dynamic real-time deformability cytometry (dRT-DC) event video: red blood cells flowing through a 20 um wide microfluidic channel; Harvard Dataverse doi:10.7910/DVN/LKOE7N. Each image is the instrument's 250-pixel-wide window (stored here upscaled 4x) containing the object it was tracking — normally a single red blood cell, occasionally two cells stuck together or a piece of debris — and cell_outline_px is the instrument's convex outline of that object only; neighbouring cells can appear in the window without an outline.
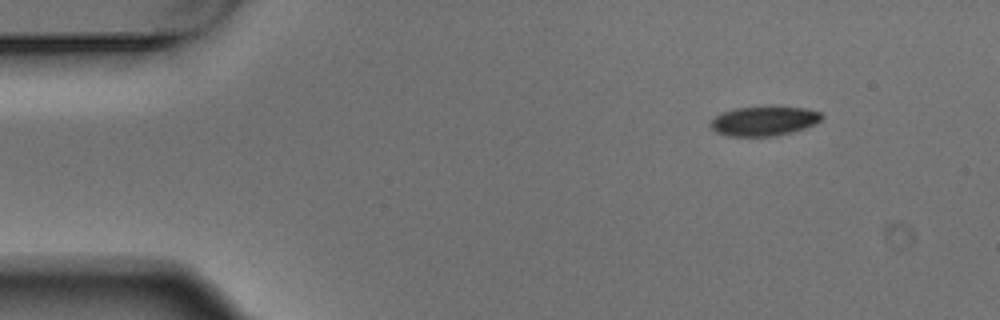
{"species": "Egyptian fruit bat (a non-hibernating species)", "species_latin": "Rousettus aegyptiacus", "temperature_condition": "warm", "stored_images_in_passage": 6, "camera_frame_rate_fps": 3000, "um_per_image_px": 0.085, "animal": {"sex": "male"}, "frame": {"image": 1, "passage_image": 1, "time_ms": 0.0, "image_size_px": [1000, 320], "cell_outline_px": [[824, 116], [820, 120], [804, 128], [772, 136], [728, 136], [716, 132], [712, 128], [712, 120], [716, 116], [724, 112], [736, 108], [768, 104], [772, 104], [808, 108], [820, 112]], "centroid_in_image_um": [64.97, 10.23], "position_along_channel_um": 20.0, "area_um2": 19.42}}
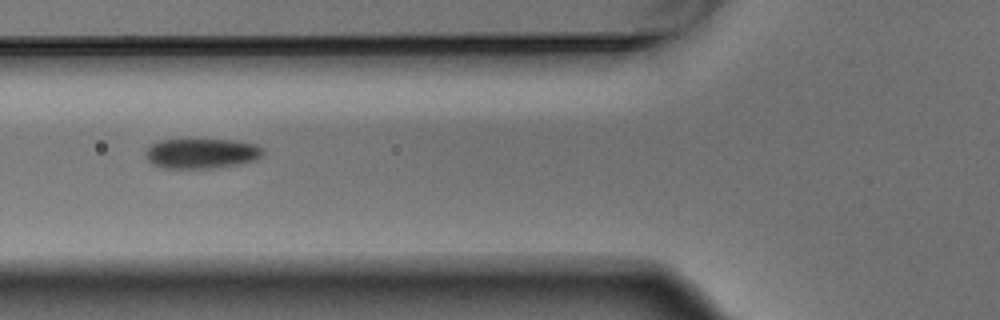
{"frame": {"image": 2, "passage_image": 5, "time_ms": 1.333, "image_size_px": [1000, 320], "cell_outline_px": [[264, 156], [256, 160], [240, 164], [212, 168], [164, 168], [152, 164], [148, 160], [144, 152], [152, 144], [160, 140], [232, 140], [256, 144], [264, 148]], "centroid_in_image_um": [17.18, 13.05], "position_along_channel_um": 108.6, "area_um2": 20.63}}
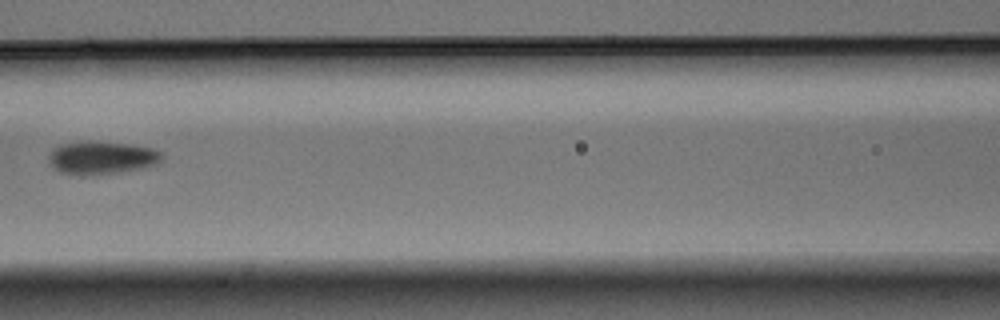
{"frame": {"image": 3, "passage_image": 6, "time_ms": 1.667, "image_size_px": [1000, 320], "cell_outline_px": [[164, 156], [156, 164], [140, 168], [120, 172], [84, 176], [80, 176], [60, 172], [52, 168], [48, 164], [48, 156], [52, 148], [60, 144], [84, 140], [88, 140], [132, 144], [152, 148], [160, 152]], "centroid_in_image_um": [8.56, 13.4], "position_along_channel_um": 158.0, "area_um2": 22.25}}